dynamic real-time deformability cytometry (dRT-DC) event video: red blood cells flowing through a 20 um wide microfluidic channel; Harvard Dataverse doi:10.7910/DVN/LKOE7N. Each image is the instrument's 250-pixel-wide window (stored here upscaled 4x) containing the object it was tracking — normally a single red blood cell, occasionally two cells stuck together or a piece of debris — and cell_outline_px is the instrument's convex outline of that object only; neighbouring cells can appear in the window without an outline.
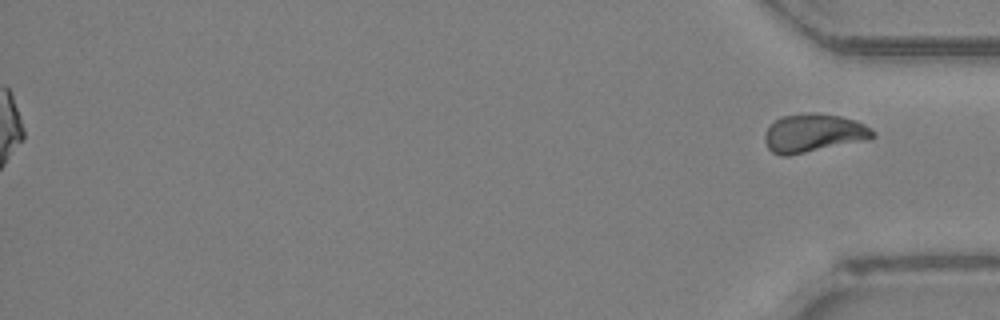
{"species": "Egyptian fruit bat (a non-hibernating species)", "species_latin": "Rousettus aegyptiacus", "temperature_condition": "room temperature", "stored_images_in_passage": 30, "segment_of_instrument_passage": [2, 2], "camera_frame_rate_fps": 3000, "um_per_image_px": 0.085, "animal": {"sex": "female"}, "frame": {"image": 1, "passage_image": 30, "time_ms": 9.667, "image_size_px": [1000, 320], "cell_outline_px": [[876, 136], [872, 140], [788, 156], [780, 156], [772, 152], [768, 148], [764, 140], [764, 136], [768, 128], [780, 116], [812, 112], [816, 112], [840, 116], [856, 120], [872, 128], [876, 132]], "centroid_in_image_um": [69.22, 11.32], "position_along_channel_um": 366.0, "area_um2": 24.74}}